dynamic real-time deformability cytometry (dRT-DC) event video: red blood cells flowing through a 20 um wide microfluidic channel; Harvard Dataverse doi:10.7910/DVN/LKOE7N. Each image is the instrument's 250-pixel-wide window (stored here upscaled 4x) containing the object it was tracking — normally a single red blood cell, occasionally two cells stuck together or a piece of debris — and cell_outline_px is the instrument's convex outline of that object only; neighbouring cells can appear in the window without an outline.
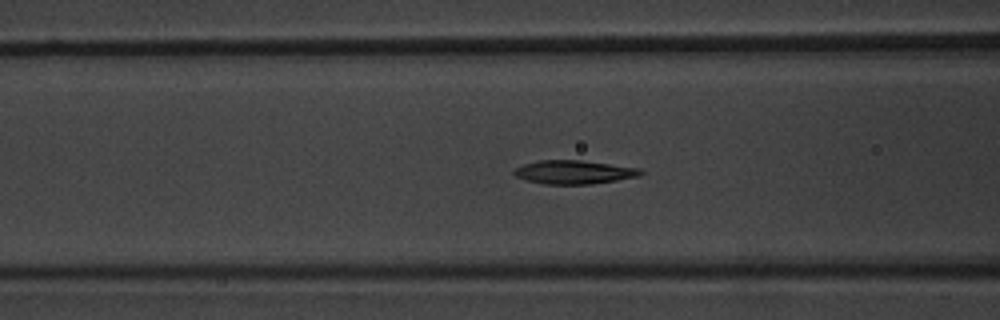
{"species": "common noctule bat (a hibernating species)", "species_latin": "Nyctalus noctula", "temperature_condition": "warm", "stored_images_in_passage": 49, "camera_frame_rate_fps": 3000, "um_per_image_px": 0.085, "animal": {"sex": "male", "body_mass_g": 20.1, "forearm_length_mm": 53.5}, "frame": {"image": 1, "passage_image": 18, "time_ms": 5.667, "image_size_px": [1000, 320], "cell_outline_px": [[644, 172], [640, 176], [592, 184], [544, 184], [528, 180], [516, 176], [512, 172], [516, 168], [524, 164], [540, 160], [580, 160], [640, 168]], "centroid_in_image_um": [48.81, 14.63], "position_along_channel_um": 117.8, "area_um2": 17.28}}
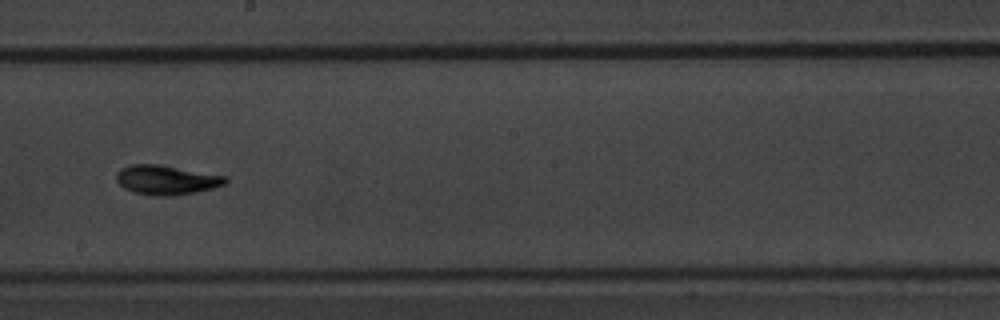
{"frame": {"image": 2, "passage_image": 27, "time_ms": 8.667, "image_size_px": [1000, 320], "cell_outline_px": [[228, 180], [224, 184], [212, 188], [196, 192], [160, 196], [156, 196], [132, 192], [124, 188], [116, 180], [116, 172], [120, 168], [128, 164], [156, 164], [228, 176]], "centroid_in_image_um": [14.1, 15.28], "position_along_channel_um": 234.1, "area_um2": 18.61}}
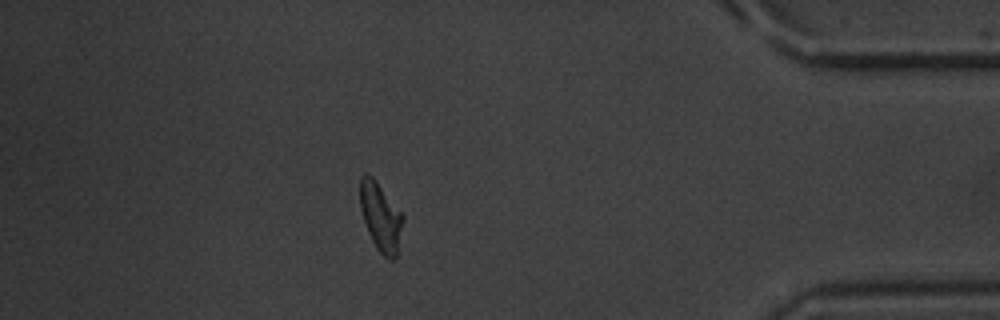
{"frame": {"image": 3, "passage_image": 43, "time_ms": 14.0, "image_size_px": [1000, 320], "cell_outline_px": [[404, 220], [396, 256], [392, 260], [388, 260], [376, 248], [368, 232], [360, 208], [360, 176], [364, 172], [368, 172], [376, 180], [404, 216]], "centroid_in_image_um": [32.35, 18.41], "position_along_channel_um": 402.9, "area_um2": 17.11}, "authors_computed_cell_mechanics": {"area_um2": 17.2822, "velocity_mm_per_s": 3.871, "shape_relaxation_time_tau1_ms": 2.9117, "shape_relaxation_time_tau2_ms": 2.0052, "deformation_change_tau1": 0.1632, "deformation_change_tau2": 0.0963}}